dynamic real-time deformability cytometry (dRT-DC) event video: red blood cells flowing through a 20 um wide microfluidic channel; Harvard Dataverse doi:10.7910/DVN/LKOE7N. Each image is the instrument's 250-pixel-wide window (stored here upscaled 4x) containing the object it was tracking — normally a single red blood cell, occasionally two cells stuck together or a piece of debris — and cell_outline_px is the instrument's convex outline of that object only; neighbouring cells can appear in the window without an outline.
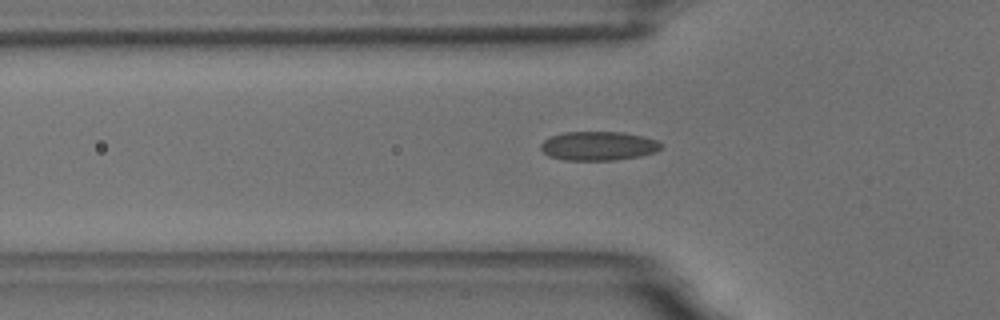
{"species": "common noctule bat (a hibernating species)", "species_latin": "Nyctalus noctula", "temperature_condition": "room temperature", "stored_images_in_passage": 43, "camera_frame_rate_fps": 3000, "um_per_image_px": 0.085, "animal": {"sex": "male", "body_mass_g": 18.8}, "frame": {"image": 1, "passage_image": 12, "time_ms": 3.667, "image_size_px": [1000, 320], "cell_outline_px": [[664, 144], [656, 152], [640, 156], [616, 160], [564, 160], [548, 156], [540, 148], [540, 144], [544, 140], [552, 136], [564, 132], [624, 132], [656, 140]], "centroid_in_image_um": [50.86, 12.41], "position_along_channel_um": 74.9, "area_um2": 20.35}}
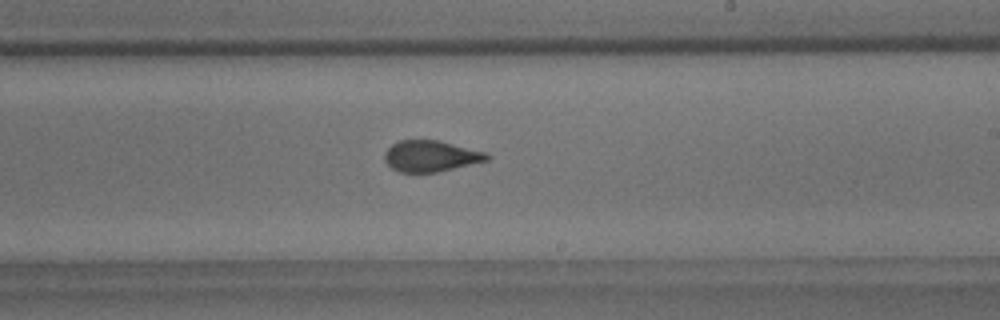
{"frame": {"image": 2, "passage_image": 27, "time_ms": 8.667, "image_size_px": [1000, 320], "cell_outline_px": [[492, 156], [488, 160], [436, 172], [400, 172], [392, 168], [384, 160], [384, 152], [392, 144], [400, 140], [436, 140], [488, 152]], "centroid_in_image_um": [36.62, 13.26], "position_along_channel_um": 252.4, "area_um2": 18.5}}
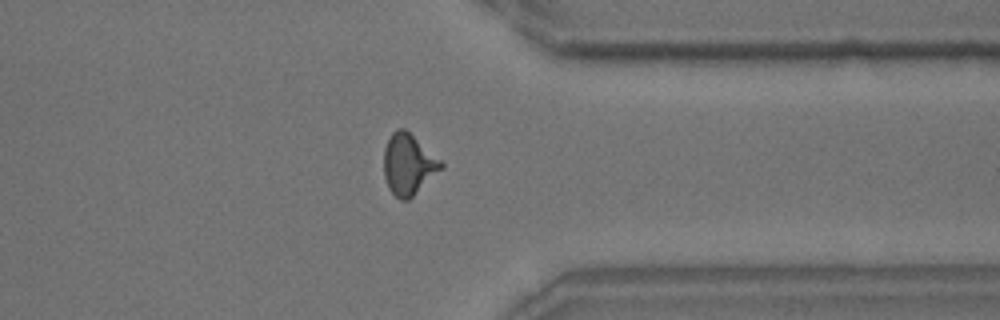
{"frame": {"image": 3, "passage_image": 38, "time_ms": 12.333, "image_size_px": [1000, 320], "cell_outline_px": [[444, 168], [408, 200], [400, 200], [388, 188], [384, 176], [384, 148], [392, 132], [396, 128], [404, 128], [440, 160], [444, 164]], "centroid_in_image_um": [34.71, 13.98], "position_along_channel_um": 376.7, "area_um2": 20.11}}